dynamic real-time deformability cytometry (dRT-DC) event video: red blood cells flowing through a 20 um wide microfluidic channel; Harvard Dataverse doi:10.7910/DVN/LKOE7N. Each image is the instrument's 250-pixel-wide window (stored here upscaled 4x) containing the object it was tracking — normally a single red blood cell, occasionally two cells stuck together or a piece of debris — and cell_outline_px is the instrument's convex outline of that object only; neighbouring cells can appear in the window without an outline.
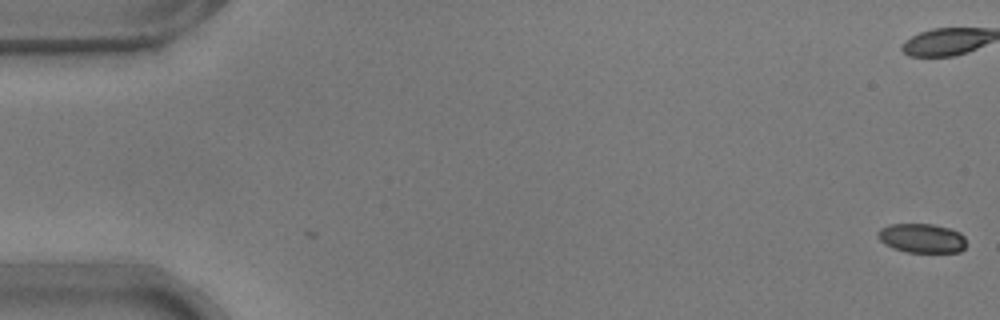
{"species": "common noctule bat (a hibernating species)", "species_latin": "Nyctalus noctula", "temperature_condition": "warm", "stored_images_in_passage": 2, "camera_frame_rate_fps": 3000, "um_per_image_px": 0.085, "animal": {"sex": "male", "body_mass_g": 17.9}, "frame": {"image": 1, "passage_image": 2, "time_ms": 0.333, "image_size_px": [1000, 320], "cell_outline_px": [[964, 248], [960, 252], [908, 252], [884, 244], [876, 236], [876, 232], [880, 228], [888, 224], [932, 224], [948, 228], [960, 232], [964, 236]], "centroid_in_image_um": [78.32, 20.23], "position_along_channel_um": 6.7, "area_um2": 15.03}}